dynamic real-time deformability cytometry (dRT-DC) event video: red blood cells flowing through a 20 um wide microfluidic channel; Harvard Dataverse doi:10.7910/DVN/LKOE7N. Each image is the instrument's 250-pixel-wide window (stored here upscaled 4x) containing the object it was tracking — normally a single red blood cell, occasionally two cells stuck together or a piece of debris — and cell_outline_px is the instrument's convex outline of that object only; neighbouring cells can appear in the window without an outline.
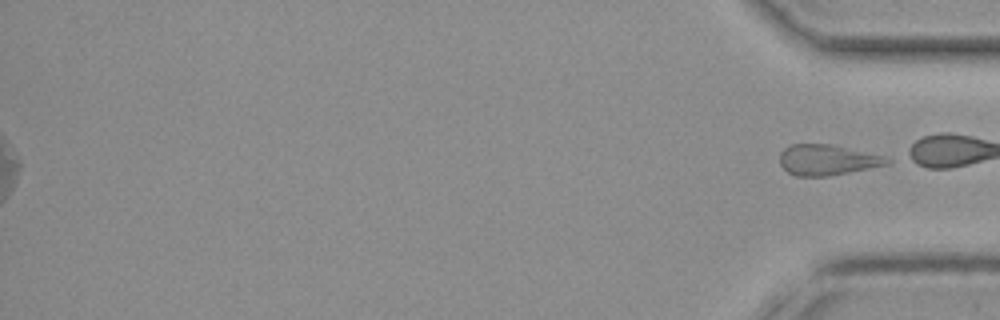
{"species": "common noctule bat (a hibernating species)", "species_latin": "Nyctalus noctula", "temperature_condition": "cold", "stored_images_in_passage": 35, "segment_of_instrument_passage": [2, 2], "camera_frame_rate_fps": 3000, "um_per_image_px": 0.085, "animal": {"sex": "female", "body_mass_g": 19.3, "forearm_length_mm": 54.1}, "frame": {"image": 1, "passage_image": 35, "time_ms": 11.333, "image_size_px": [1000, 320], "cell_outline_px": [[892, 160], [888, 164], [828, 176], [796, 176], [788, 172], [780, 164], [780, 152], [784, 148], [792, 144], [832, 144], [884, 156]], "centroid_in_image_um": [70.29, 13.58], "position_along_channel_um": 364.9, "area_um2": 18.96}}